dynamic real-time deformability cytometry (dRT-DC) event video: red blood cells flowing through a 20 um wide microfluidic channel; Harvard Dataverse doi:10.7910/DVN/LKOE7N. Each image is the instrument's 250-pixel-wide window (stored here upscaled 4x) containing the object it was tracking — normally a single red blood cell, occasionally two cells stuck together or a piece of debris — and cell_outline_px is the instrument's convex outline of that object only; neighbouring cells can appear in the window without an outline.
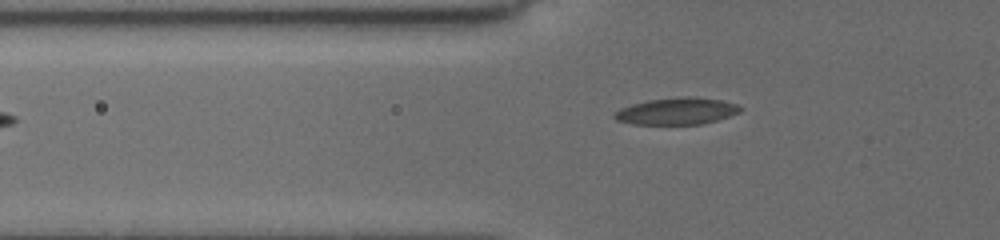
{"species": "common noctule bat (a hibernating species)", "species_latin": "Nyctalus noctula", "temperature_condition": "cold", "stored_images_in_passage": 14, "camera_frame_rate_fps": 3000, "um_per_image_px": 0.085, "animal": {"sex": "female", "body_mass_g": 19.5, "forearm_length_mm": 54.1}, "frame": {"image": 1, "passage_image": 3, "time_ms": 0.667, "image_size_px": [1000, 240], "cell_outline_px": [[740, 112], [716, 120], [700, 124], [632, 124], [616, 120], [612, 116], [620, 108], [632, 104], [648, 100], [680, 96], [688, 96], [720, 100], [736, 104], [740, 108]], "centroid_in_image_um": [57.48, 9.44], "position_along_channel_um": 68.3, "area_um2": 19.48}}
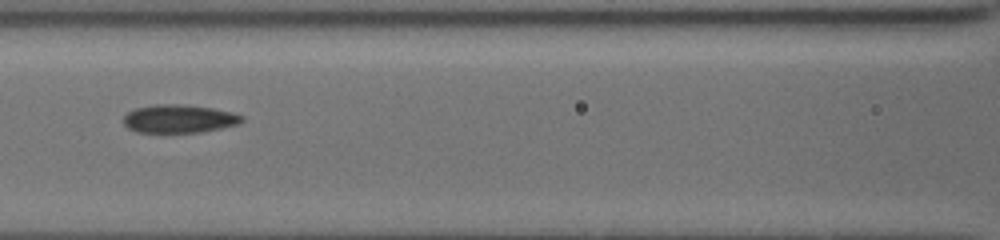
{"frame": {"image": 2, "passage_image": 9, "time_ms": 3.0, "image_size_px": [1000, 240], "cell_outline_px": [[244, 120], [236, 124], [220, 128], [196, 132], [136, 132], [128, 128], [124, 124], [124, 116], [128, 112], [136, 108], [152, 104], [184, 104], [212, 108], [232, 112], [244, 116]], "centroid_in_image_um": [15.2, 10.08], "position_along_channel_um": 151.4, "area_um2": 19.36}}
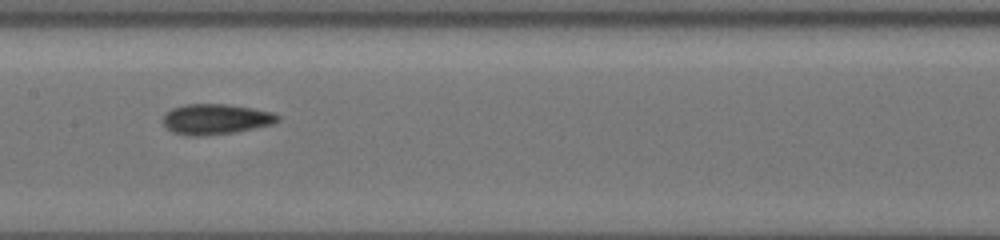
{"frame": {"image": 3, "passage_image": 13, "time_ms": 4.0, "image_size_px": [1000, 240], "cell_outline_px": [[280, 120], [268, 124], [252, 128], [232, 132], [200, 136], [188, 136], [172, 132], [164, 124], [164, 116], [172, 108], [188, 104], [228, 104], [252, 108], [272, 112], [280, 116]], "centroid_in_image_um": [18.32, 10.12], "position_along_channel_um": 189.1, "area_um2": 19.94}}